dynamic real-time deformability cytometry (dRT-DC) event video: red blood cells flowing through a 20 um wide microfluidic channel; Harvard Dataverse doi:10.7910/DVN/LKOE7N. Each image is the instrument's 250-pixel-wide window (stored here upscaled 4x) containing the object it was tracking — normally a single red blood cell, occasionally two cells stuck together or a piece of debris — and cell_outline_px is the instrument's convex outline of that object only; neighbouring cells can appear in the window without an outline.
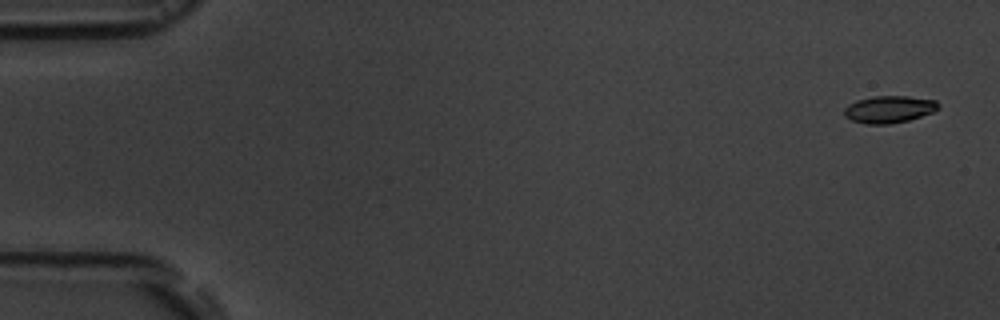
{"species": "common noctule bat (a hibernating species)", "species_latin": "Nyctalus noctula", "temperature_condition": "room temperature", "stored_images_in_passage": 5, "camera_frame_rate_fps": 3000, "um_per_image_px": 0.085, "animal": {"sex": "male", "body_mass_g": 19.5, "forearm_length_mm": 54.6}, "frame": {"image": 1, "passage_image": 1, "time_ms": 0.0, "image_size_px": [1000, 320], "cell_outline_px": [[940, 108], [932, 112], [908, 120], [888, 124], [864, 124], [852, 120], [844, 116], [844, 108], [848, 104], [856, 100], [872, 96], [908, 96], [936, 100], [940, 104]], "centroid_in_image_um": [75.56, 9.28], "position_along_channel_um": 9.4, "area_um2": 14.97}}
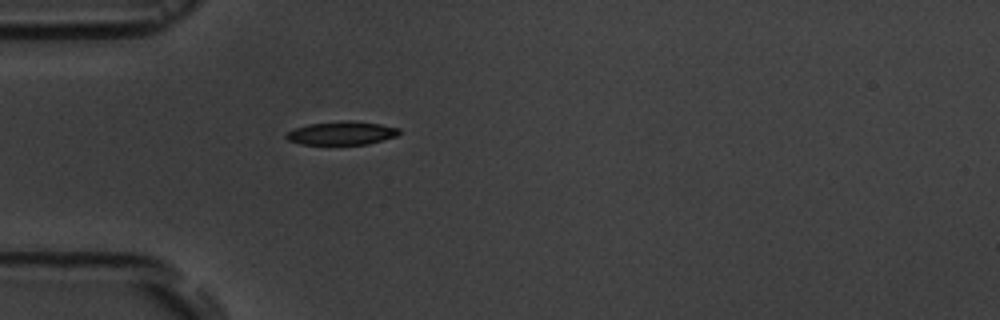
{"frame": {"image": 2, "passage_image": 5, "time_ms": 5.0, "image_size_px": [1000, 320], "cell_outline_px": [[400, 132], [396, 136], [368, 144], [300, 144], [288, 140], [284, 136], [288, 132], [296, 128], [308, 124], [344, 120], [348, 120], [380, 124], [400, 128]], "centroid_in_image_um": [29.04, 11.31], "position_along_channel_um": 56.0, "area_um2": 15.32}}